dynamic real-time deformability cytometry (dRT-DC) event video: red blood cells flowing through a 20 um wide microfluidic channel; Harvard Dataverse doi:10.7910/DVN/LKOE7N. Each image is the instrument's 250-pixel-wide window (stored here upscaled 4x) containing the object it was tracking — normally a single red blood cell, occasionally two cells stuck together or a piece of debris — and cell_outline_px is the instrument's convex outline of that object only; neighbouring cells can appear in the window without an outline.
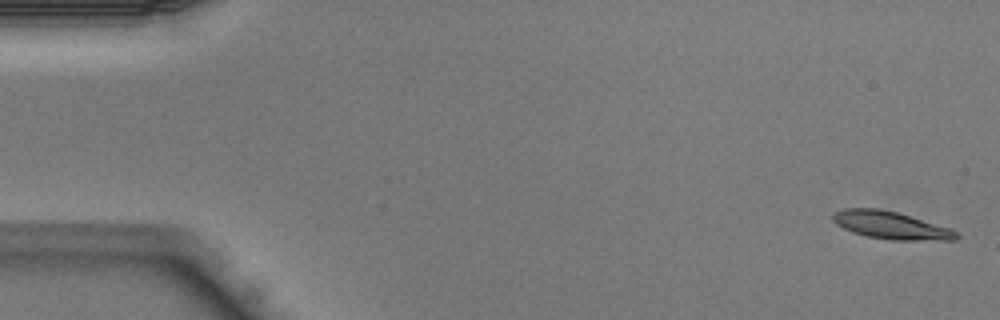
{"species": "Egyptian fruit bat (a non-hibernating species)", "species_latin": "Rousettus aegyptiacus", "temperature_condition": "warm", "stored_images_in_passage": 8, "camera_frame_rate_fps": 3000, "um_per_image_px": 0.085, "animal": {"sex": "male"}, "frame": {"image": 1, "passage_image": 1, "time_ms": 0.0, "image_size_px": [1000, 320], "cell_outline_px": [[960, 236], [956, 240], [892, 240], [868, 236], [852, 232], [836, 224], [832, 220], [832, 212], [844, 208], [880, 208], [896, 212], [948, 228], [956, 232]], "centroid_in_image_um": [75.66, 19.14], "position_along_channel_um": 9.3, "area_um2": 19.65}}